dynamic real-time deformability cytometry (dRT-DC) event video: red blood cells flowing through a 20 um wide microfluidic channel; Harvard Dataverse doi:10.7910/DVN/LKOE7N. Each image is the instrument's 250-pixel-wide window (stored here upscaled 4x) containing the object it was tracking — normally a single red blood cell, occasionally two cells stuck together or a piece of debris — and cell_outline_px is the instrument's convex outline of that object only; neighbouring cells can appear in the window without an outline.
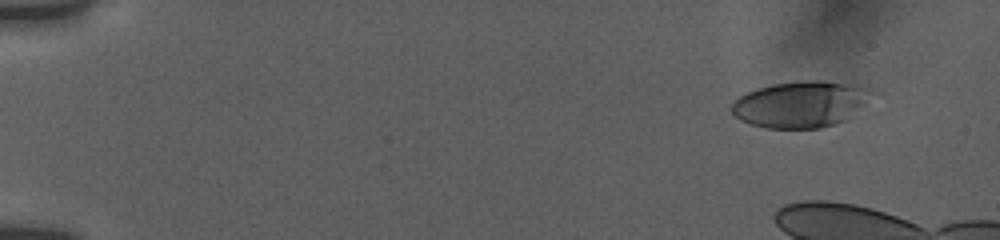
{"species": "human", "species_latin": "Homo sapiens", "temperature_condition": "room temperature", "stored_images_in_passage": 6, "camera_frame_rate_fps": 3000, "um_per_image_px": 0.085, "donor": {"sex": "female"}, "frame": {"image": 1, "passage_image": 2, "time_ms": 1.0, "image_size_px": [1000, 240], "cell_outline_px": [[876, 92], [864, 104], [844, 120], [836, 124], [820, 128], [768, 128], [748, 124], [740, 120], [732, 112], [732, 104], [740, 96], [748, 92], [772, 84], [800, 80], [824, 80], [860, 84], [876, 88]], "centroid_in_image_um": [68.13, 8.83], "position_along_channel_um": 16.9, "area_um2": 38.15}}